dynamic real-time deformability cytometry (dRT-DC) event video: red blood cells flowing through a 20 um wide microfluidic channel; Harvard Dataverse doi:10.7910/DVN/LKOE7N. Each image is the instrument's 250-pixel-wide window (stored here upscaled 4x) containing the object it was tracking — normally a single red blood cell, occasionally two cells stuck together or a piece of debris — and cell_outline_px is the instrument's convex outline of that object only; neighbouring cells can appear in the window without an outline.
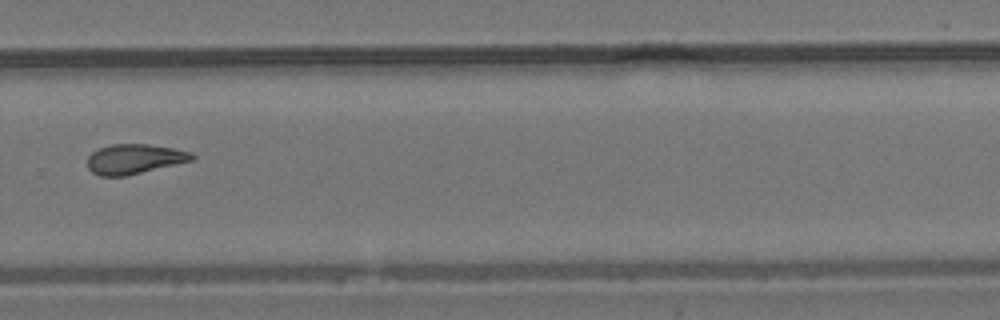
{"species": "common noctule bat (a hibernating species)", "species_latin": "Nyctalus noctula", "temperature_condition": "room temperature", "stored_images_in_passage": 11, "camera_frame_rate_fps": 3000, "um_per_image_px": 0.085, "animal": {"sex": "male", "body_mass_g": 19.2, "forearm_length_mm": 51.8}, "frame": {"image": 1, "passage_image": 11, "time_ms": 12.333, "image_size_px": [1000, 320], "cell_outline_px": [[196, 156], [192, 160], [176, 164], [124, 176], [100, 176], [92, 172], [88, 168], [88, 156], [92, 152], [100, 148], [112, 144], [148, 144], [172, 148], [192, 152]], "centroid_in_image_um": [11.41, 13.51], "position_along_channel_um": 318.4, "area_um2": 17.98}}